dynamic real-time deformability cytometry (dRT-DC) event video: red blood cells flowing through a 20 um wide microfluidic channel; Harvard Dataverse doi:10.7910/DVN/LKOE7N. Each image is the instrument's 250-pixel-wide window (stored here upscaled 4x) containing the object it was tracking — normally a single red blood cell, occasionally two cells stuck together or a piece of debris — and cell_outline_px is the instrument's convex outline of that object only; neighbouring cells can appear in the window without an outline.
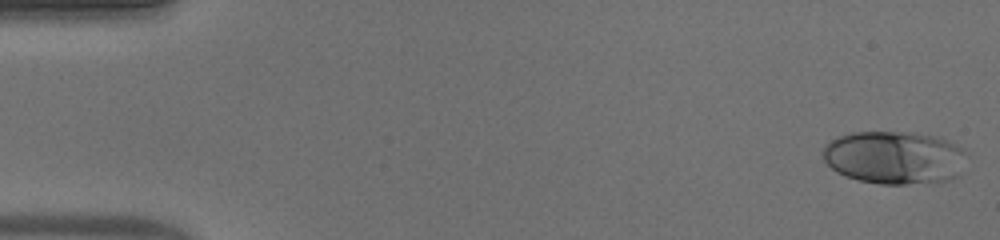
{"species": "human", "species_latin": "Homo sapiens", "temperature_condition": "warm", "stored_images_in_passage": 52, "camera_frame_rate_fps": 3000, "um_per_image_px": 0.085, "donor": {"sex": "male"}, "frame": {"image": 1, "passage_image": 1, "time_ms": 0.0, "image_size_px": [1000, 240], "cell_outline_px": [[964, 148], [956, 176], [948, 180], [908, 184], [880, 184], [860, 180], [844, 176], [836, 172], [824, 160], [824, 144], [840, 136], [852, 132], [912, 132], [936, 136]], "centroid_in_image_um": [75.95, 13.38], "position_along_channel_um": 9.1, "area_um2": 43.81}}
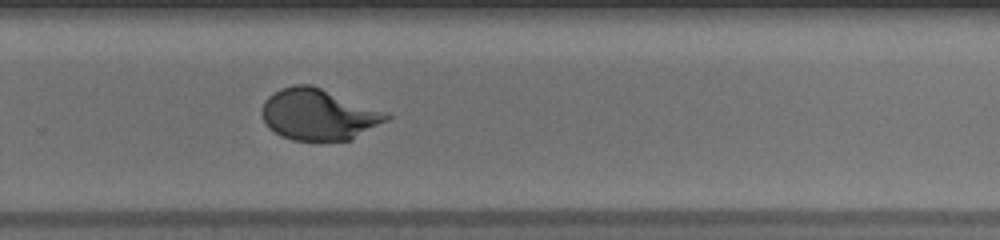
{"frame": {"image": 2, "passage_image": 35, "time_ms": 11.333, "image_size_px": [1000, 240], "cell_outline_px": [[392, 116], [388, 120], [352, 140], [292, 140], [280, 136], [268, 128], [264, 124], [260, 112], [264, 100], [268, 96], [280, 88], [292, 84], [312, 84], [388, 112]], "centroid_in_image_um": [27.06, 9.72], "position_along_channel_um": 302.7, "area_um2": 37.8}}
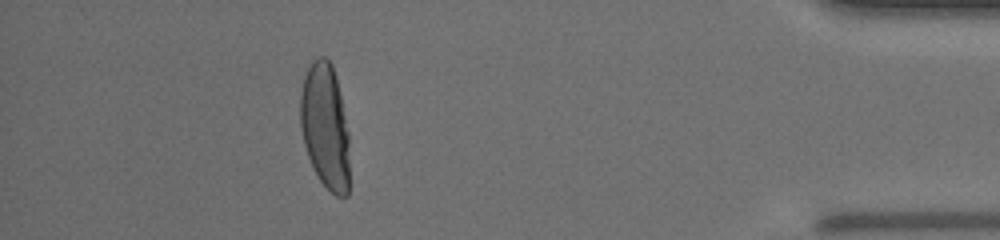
{"frame": {"image": 3, "passage_image": 47, "time_ms": 15.333, "image_size_px": [1000, 240], "cell_outline_px": [[348, 196], [336, 196], [320, 180], [312, 168], [304, 144], [300, 124], [300, 96], [304, 76], [312, 60], [320, 56], [324, 56], [332, 64], [336, 76], [348, 132]], "centroid_in_image_um": [27.62, 10.71], "position_along_channel_um": 407.6, "area_um2": 35.78}, "authors_computed_cell_mechanics": {"area_um2": 37.4544, "velocity_mm_per_s": 3.8749, "shape_relaxation_time_tau1_ms": 5.4363, "shape_relaxation_time_tau2_ms": null, "deformation_change_tau1": 0.2351, "deformation_change_tau2": null}}